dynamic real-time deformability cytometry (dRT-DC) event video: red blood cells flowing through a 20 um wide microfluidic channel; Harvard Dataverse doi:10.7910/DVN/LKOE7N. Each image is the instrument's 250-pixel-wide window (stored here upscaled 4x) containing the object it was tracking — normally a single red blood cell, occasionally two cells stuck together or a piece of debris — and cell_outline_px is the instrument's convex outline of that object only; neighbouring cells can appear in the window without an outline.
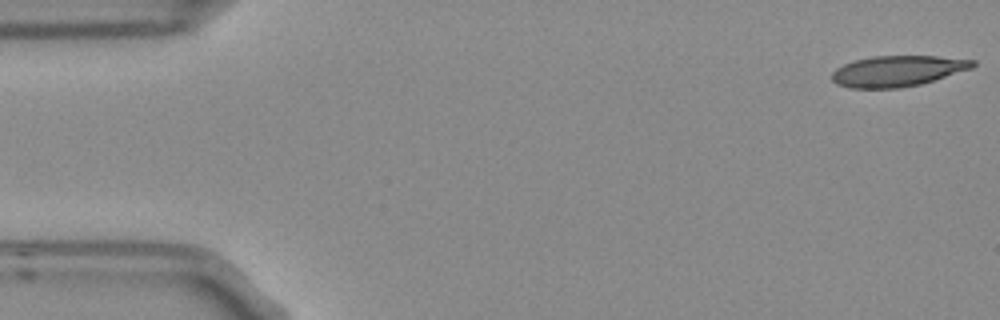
{"species": "Egyptian fruit bat (a non-hibernating species)", "species_latin": "Rousettus aegyptiacus", "temperature_condition": "room temperature", "stored_images_in_passage": 6, "camera_frame_rate_fps": 3000, "um_per_image_px": 0.085, "frame": {"image": 1, "passage_image": 1, "time_ms": 0.0, "image_size_px": [1000, 320], "cell_outline_px": [[976, 64], [972, 68], [920, 84], [900, 88], [852, 88], [836, 84], [832, 80], [832, 72], [836, 68], [844, 64], [856, 60], [872, 56], [936, 56], [976, 60]], "centroid_in_image_um": [76.28, 6.03], "position_along_channel_um": 8.7, "area_um2": 25.14}}
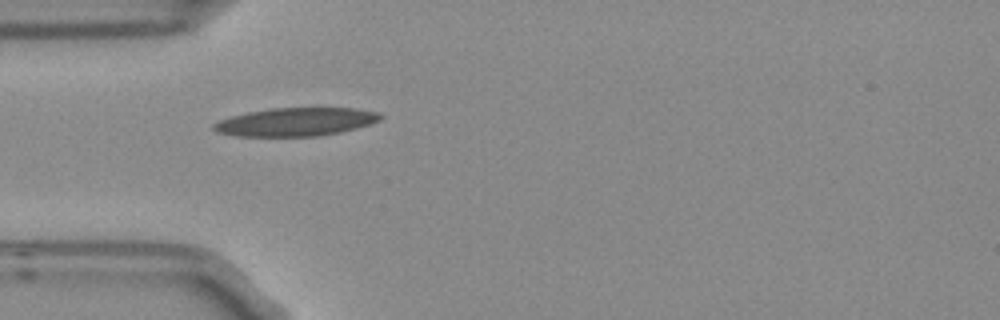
{"frame": {"image": 2, "passage_image": 5, "time_ms": 1.333, "image_size_px": [1000, 320], "cell_outline_px": [[384, 116], [380, 120], [372, 124], [340, 132], [316, 136], [236, 136], [216, 132], [212, 128], [212, 124], [220, 120], [232, 116], [248, 112], [272, 108], [356, 108], [380, 112]], "centroid_in_image_um": [25.18, 10.36], "position_along_channel_um": 59.8, "area_um2": 27.57}}